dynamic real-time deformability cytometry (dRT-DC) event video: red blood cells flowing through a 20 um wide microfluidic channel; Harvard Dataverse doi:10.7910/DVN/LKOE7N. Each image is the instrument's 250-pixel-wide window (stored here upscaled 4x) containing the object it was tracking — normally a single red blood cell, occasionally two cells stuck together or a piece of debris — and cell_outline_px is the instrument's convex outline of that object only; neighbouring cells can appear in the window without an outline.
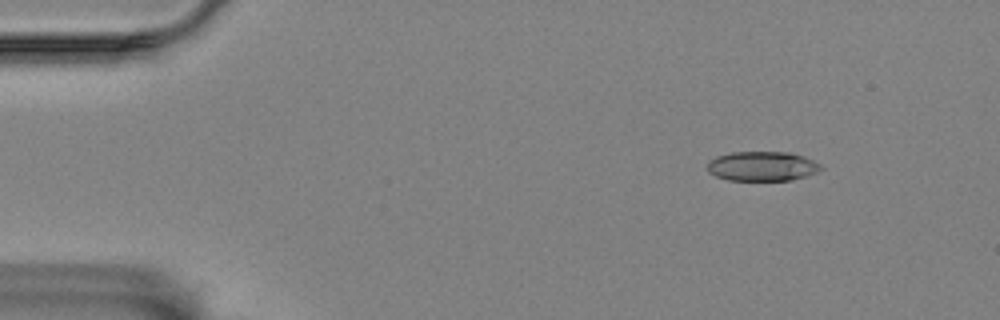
{"species": "Egyptian fruit bat (a non-hibernating species)", "species_latin": "Rousettus aegyptiacus", "temperature_condition": "room temperature", "stored_images_in_passage": 52, "camera_frame_rate_fps": 3000, "um_per_image_px": 0.085, "animal": {"sex": "female"}, "frame": {"image": 1, "passage_image": 1, "time_ms": 0.0, "image_size_px": [1000, 320], "cell_outline_px": [[824, 168], [816, 172], [792, 180], [728, 180], [716, 176], [708, 172], [708, 160], [716, 156], [732, 152], [792, 152], [804, 156], [820, 164]], "centroid_in_image_um": [64.78, 14.12], "position_along_channel_um": 20.2, "area_um2": 19.59}}
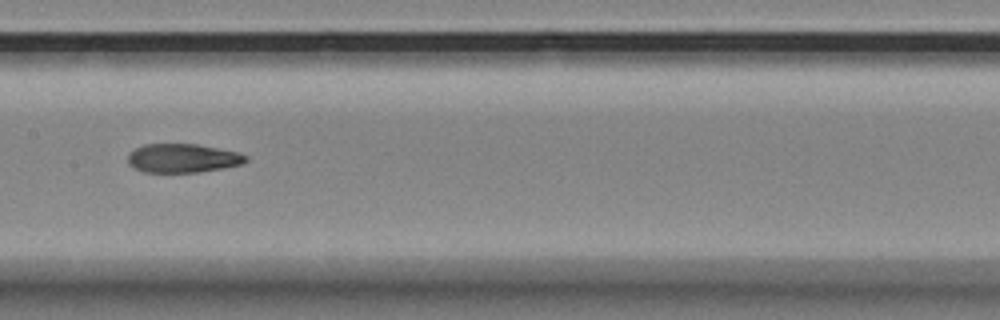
{"frame": {"image": 2, "passage_image": 23, "time_ms": 7.333, "image_size_px": [1000, 320], "cell_outline_px": [[248, 160], [240, 164], [220, 168], [196, 172], [144, 172], [128, 164], [128, 156], [136, 148], [144, 144], [196, 144], [240, 152], [248, 156]], "centroid_in_image_um": [15.54, 13.44], "position_along_channel_um": 191.9, "area_um2": 19.59}}
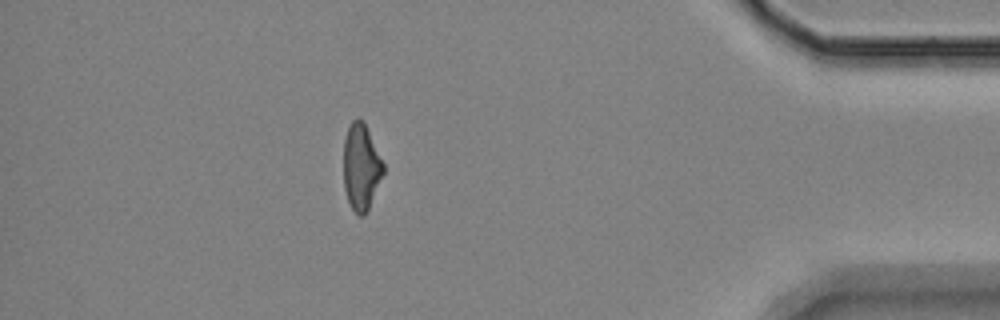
{"frame": {"image": 3, "passage_image": 45, "time_ms": 14.667, "image_size_px": [1000, 320], "cell_outline_px": [[384, 172], [368, 208], [364, 216], [360, 216], [352, 208], [348, 200], [344, 188], [344, 140], [348, 128], [352, 120], [360, 116], [364, 120], [384, 164]], "centroid_in_image_um": [30.69, 14.14], "position_along_channel_um": 404.5, "area_um2": 19.88}, "authors_computed_cell_mechanics": {"area_um2": 20.519, "velocity_mm_per_s": 3.4742, "shape_relaxation_time_tau1_ms": 7.0245, "shape_relaxation_time_tau2_ms": 3.1135, "deformation_change_tau1": 0.22, "deformation_change_tau2": 0.1111}}